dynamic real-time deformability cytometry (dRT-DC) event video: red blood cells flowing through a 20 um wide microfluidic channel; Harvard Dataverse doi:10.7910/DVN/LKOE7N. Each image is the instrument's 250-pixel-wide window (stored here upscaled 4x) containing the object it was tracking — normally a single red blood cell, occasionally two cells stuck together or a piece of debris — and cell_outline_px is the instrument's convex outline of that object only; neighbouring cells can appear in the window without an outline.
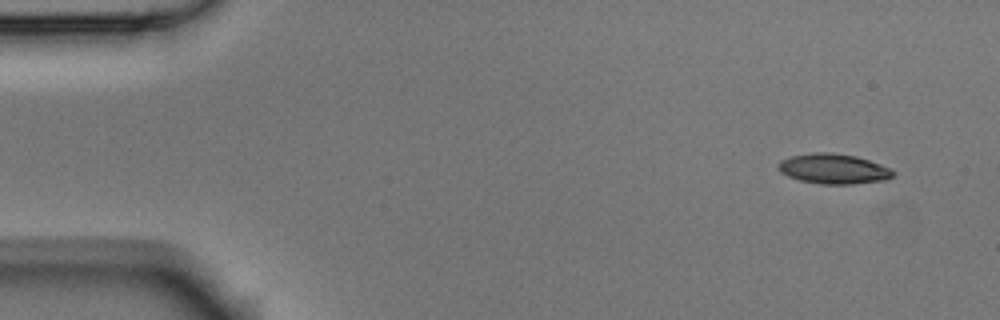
{"species": "Egyptian fruit bat (a non-hibernating species)", "species_latin": "Rousettus aegyptiacus", "temperature_condition": "room temperature", "stored_images_in_passage": 4, "camera_frame_rate_fps": 3000, "um_per_image_px": 0.085, "animal": {"sex": "male"}, "frame": {"image": 1, "passage_image": 1, "time_ms": 0.0, "image_size_px": [1000, 320], "cell_outline_px": [[896, 172], [888, 180], [852, 184], [820, 184], [800, 180], [788, 176], [780, 172], [776, 168], [776, 164], [780, 160], [792, 156], [812, 152], [832, 152], [856, 156], [880, 164]], "centroid_in_image_um": [70.82, 14.35], "position_along_channel_um": 14.2, "area_um2": 20.29}}
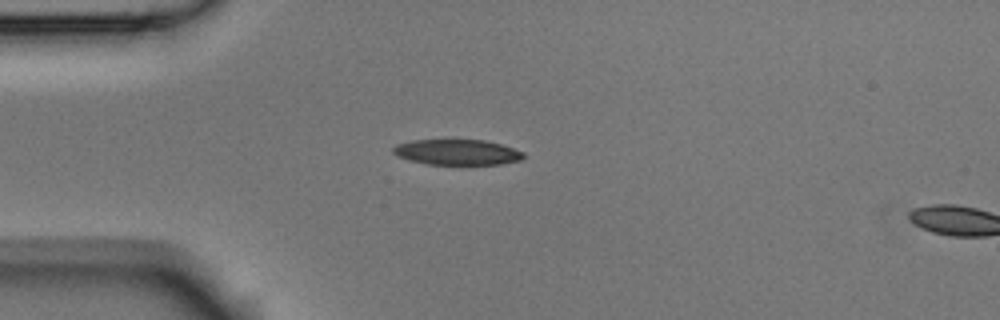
{"frame": {"image": 2, "passage_image": 3, "time_ms": 0.667, "image_size_px": [1000, 320], "cell_outline_px": [[524, 156], [520, 160], [500, 164], [428, 164], [408, 160], [396, 156], [392, 152], [392, 148], [396, 144], [412, 140], [484, 140], [500, 144], [524, 152]], "centroid_in_image_um": [38.8, 12.93], "position_along_channel_um": 46.2, "area_um2": 19.31}}